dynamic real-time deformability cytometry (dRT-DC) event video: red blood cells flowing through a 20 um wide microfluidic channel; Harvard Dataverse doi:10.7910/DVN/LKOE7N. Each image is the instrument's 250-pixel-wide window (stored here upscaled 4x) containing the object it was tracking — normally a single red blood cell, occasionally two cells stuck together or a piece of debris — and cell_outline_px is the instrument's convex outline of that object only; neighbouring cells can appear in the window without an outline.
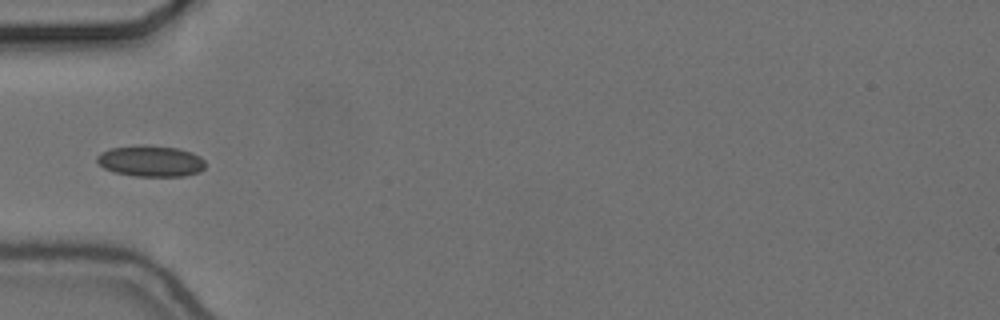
{"species": "common noctule bat (a hibernating species)", "species_latin": "Nyctalus noctula", "temperature_condition": "cold", "stored_images_in_passage": 38, "camera_frame_rate_fps": 3000, "um_per_image_px": 0.085, "animal": {"sex": "female", "body_mass_g": 24.6, "forearm_length_mm": 56.2}, "frame": {"image": 1, "passage_image": 1, "time_ms": 0.0, "image_size_px": [1000, 320], "cell_outline_px": [[204, 168], [200, 172], [184, 176], [136, 176], [112, 172], [104, 168], [96, 160], [96, 156], [100, 152], [112, 148], [176, 148], [192, 152], [200, 156], [204, 160]], "centroid_in_image_um": [12.83, 13.75], "position_along_channel_um": 72.2, "area_um2": 18.84}}
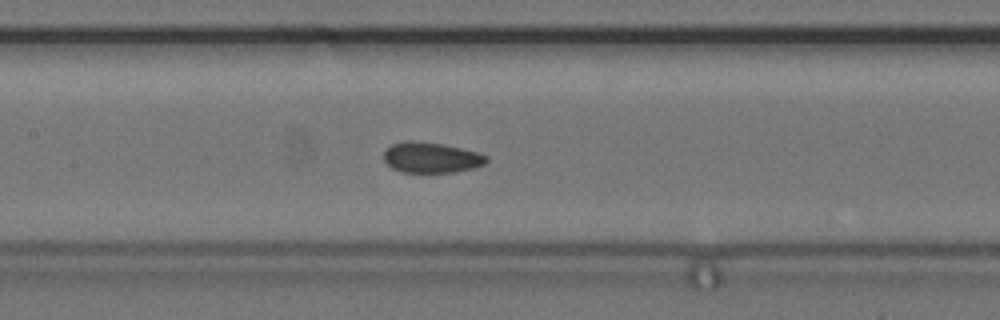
{"frame": {"image": 2, "passage_image": 9, "time_ms": 2.667, "image_size_px": [1000, 320], "cell_outline_px": [[488, 160], [484, 164], [472, 168], [456, 172], [400, 172], [392, 168], [384, 160], [384, 152], [392, 144], [404, 140], [412, 140], [444, 144], [476, 152], [488, 156]], "centroid_in_image_um": [36.64, 13.38], "position_along_channel_um": 170.8, "area_um2": 18.26}}
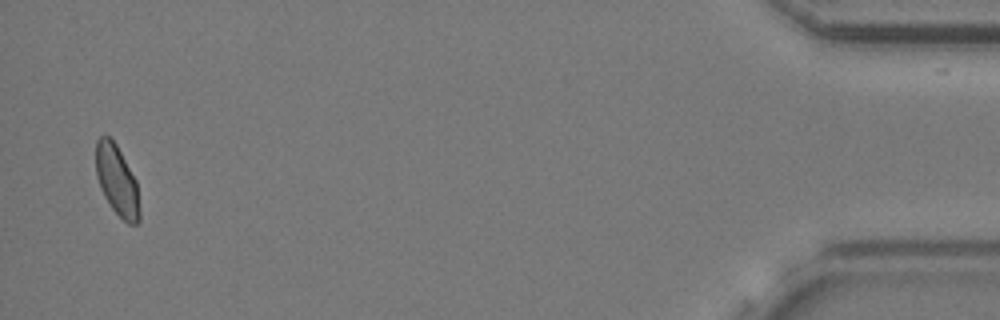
{"frame": {"image": 3, "passage_image": 37, "time_ms": 12.0, "image_size_px": [1000, 320], "cell_outline_px": [[140, 220], [136, 224], [128, 224], [112, 208], [104, 196], [100, 188], [96, 176], [96, 140], [100, 136], [108, 136], [116, 144], [136, 180], [140, 212]], "centroid_in_image_um": [9.94, 15.35], "position_along_channel_um": 425.3, "area_um2": 17.8}, "authors_computed_cell_mechanics": {"area_um2": 18.1203, "velocity_mm_per_s": 3.6686, "shape_relaxation_time_tau1_ms": 10.0972, "shape_relaxation_time_tau2_ms": 1.1591, "deformation_change_tau1": 0.0952, "deformation_change_tau2": 0.052}}